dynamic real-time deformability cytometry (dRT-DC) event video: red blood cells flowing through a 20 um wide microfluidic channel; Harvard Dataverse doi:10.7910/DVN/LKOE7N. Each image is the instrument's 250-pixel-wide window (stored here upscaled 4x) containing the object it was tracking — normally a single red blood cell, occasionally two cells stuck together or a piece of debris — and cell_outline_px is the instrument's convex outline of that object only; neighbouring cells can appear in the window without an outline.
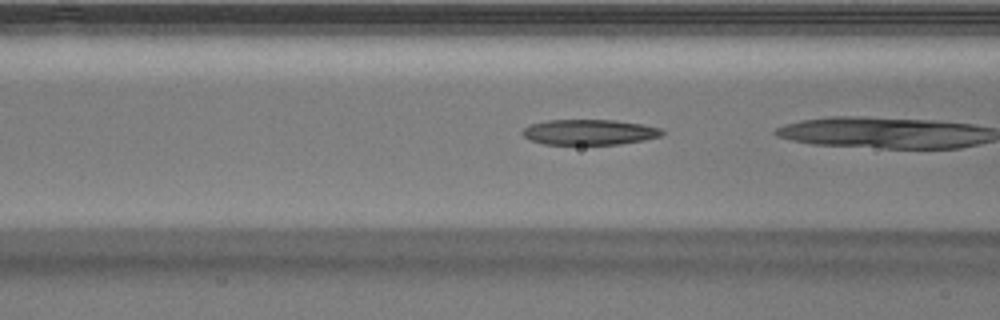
{"species": "Egyptian fruit bat (a non-hibernating species)", "species_latin": "Rousettus aegyptiacus", "temperature_condition": "warm", "stored_images_in_passage": 19, "camera_frame_rate_fps": 3000, "um_per_image_px": 0.085, "animal": {"sex": "male"}, "frame": {"image": 1, "passage_image": 17, "time_ms": 5.333, "image_size_px": [1000, 320], "cell_outline_px": [[664, 132], [660, 136], [644, 140], [620, 144], [544, 144], [528, 140], [520, 132], [524, 128], [532, 124], [548, 120], [616, 120], [640, 124], [660, 128]], "centroid_in_image_um": [50.06, 11.23], "position_along_channel_um": 116.5, "area_um2": 20.58}}